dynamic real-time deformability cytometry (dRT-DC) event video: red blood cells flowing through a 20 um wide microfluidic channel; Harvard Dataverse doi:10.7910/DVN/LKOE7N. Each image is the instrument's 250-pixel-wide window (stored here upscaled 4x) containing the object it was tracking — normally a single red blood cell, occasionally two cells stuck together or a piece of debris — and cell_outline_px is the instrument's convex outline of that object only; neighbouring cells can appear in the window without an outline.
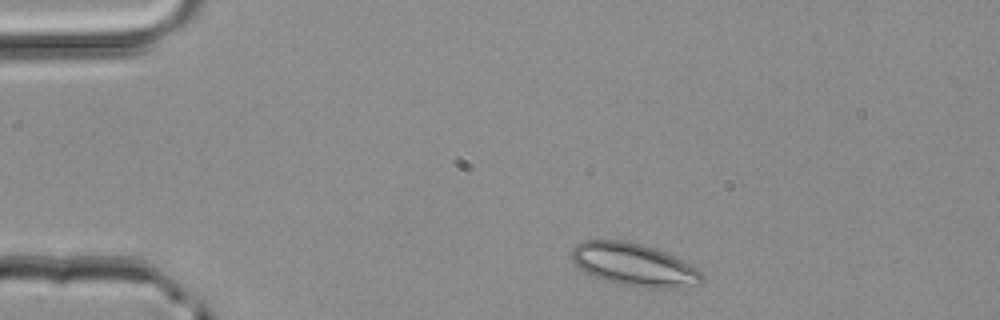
{"species": "common noctule bat (a hibernating species)", "species_latin": "Nyctalus noctula", "temperature_condition": "room temperature", "stored_images_in_passage": 2, "camera_frame_rate_fps": 3000, "um_per_image_px": 0.085, "animal": {"sex": "male", "body_mass_g": 20.4}, "frame": {"image": 1, "passage_image": 1, "time_ms": 0.0, "image_size_px": [1000, 320], "cell_outline_px": [[704, 276], [700, 284], [676, 288], [644, 288], [616, 284], [604, 280], [580, 268], [572, 260], [572, 248], [576, 244], [584, 240], [624, 240], [656, 248], [688, 264], [700, 272]], "centroid_in_image_um": [53.87, 22.5], "position_along_channel_um": 31.1, "area_um2": 32.14}}